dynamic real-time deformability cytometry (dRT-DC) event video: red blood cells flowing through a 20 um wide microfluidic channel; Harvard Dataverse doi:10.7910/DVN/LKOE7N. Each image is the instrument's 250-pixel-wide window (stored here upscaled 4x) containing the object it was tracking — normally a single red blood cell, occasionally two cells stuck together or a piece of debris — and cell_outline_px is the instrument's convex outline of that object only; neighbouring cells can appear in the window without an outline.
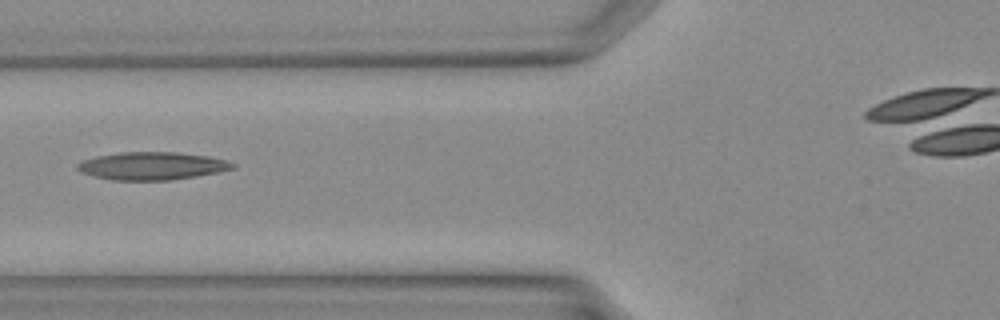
{"species": "Egyptian fruit bat (a non-hibernating species)", "species_latin": "Rousettus aegyptiacus", "temperature_condition": "warm", "stored_images_in_passage": 23, "camera_frame_rate_fps": 3000, "um_per_image_px": 0.085, "animal": {"sex": "female"}, "frame": {"image": 1, "passage_image": 4, "time_ms": 1.0, "image_size_px": [1000, 320], "cell_outline_px": [[236, 168], [220, 172], [172, 180], [112, 180], [80, 172], [76, 168], [76, 164], [84, 160], [96, 156], [124, 152], [176, 152], [208, 156], [224, 160], [236, 164]], "centroid_in_image_um": [12.94, 14.1], "position_along_channel_um": 112.9, "area_um2": 25.09}}
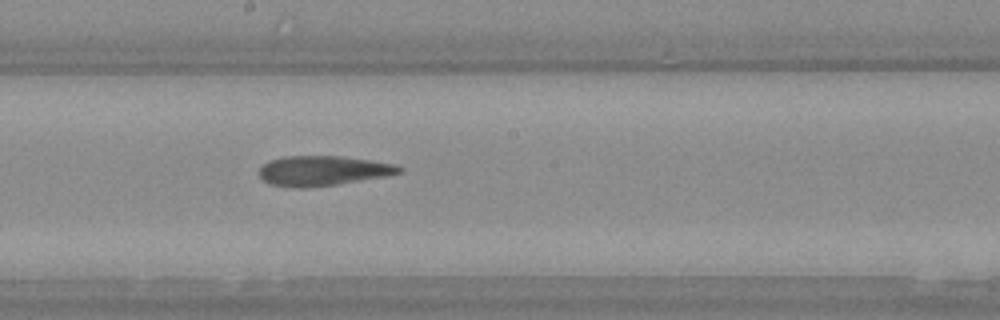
{"frame": {"image": 2, "passage_image": 10, "time_ms": 3.0, "image_size_px": [1000, 320], "cell_outline_px": [[404, 168], [400, 172], [388, 176], [336, 184], [300, 188], [296, 188], [268, 184], [260, 176], [260, 168], [264, 164], [272, 160], [288, 156], [340, 156], [396, 164]], "centroid_in_image_um": [27.46, 14.52], "position_along_channel_um": 220.7, "area_um2": 24.1}}